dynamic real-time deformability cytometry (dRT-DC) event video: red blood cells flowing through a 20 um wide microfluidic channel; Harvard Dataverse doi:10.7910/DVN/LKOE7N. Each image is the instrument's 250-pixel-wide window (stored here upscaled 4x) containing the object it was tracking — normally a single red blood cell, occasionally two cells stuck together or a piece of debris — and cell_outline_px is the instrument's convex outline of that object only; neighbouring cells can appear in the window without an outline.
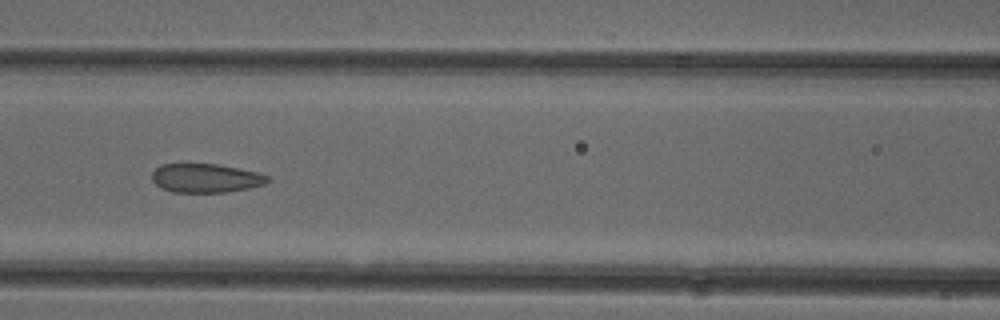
{"species": "common noctule bat (a hibernating species)", "species_latin": "Nyctalus noctula", "temperature_condition": "cold", "stored_images_in_passage": 41, "camera_frame_rate_fps": 3000, "um_per_image_px": 0.085, "animal": {"sex": "female"}, "frame": {"image": 1, "passage_image": 12, "time_ms": 3.667, "image_size_px": [1000, 320], "cell_outline_px": [[272, 180], [264, 184], [248, 188], [224, 192], [172, 192], [160, 188], [152, 180], [152, 172], [160, 164], [220, 164], [256, 172], [268, 176]], "centroid_in_image_um": [17.47, 15.14], "position_along_channel_um": 149.1, "area_um2": 19.48}}
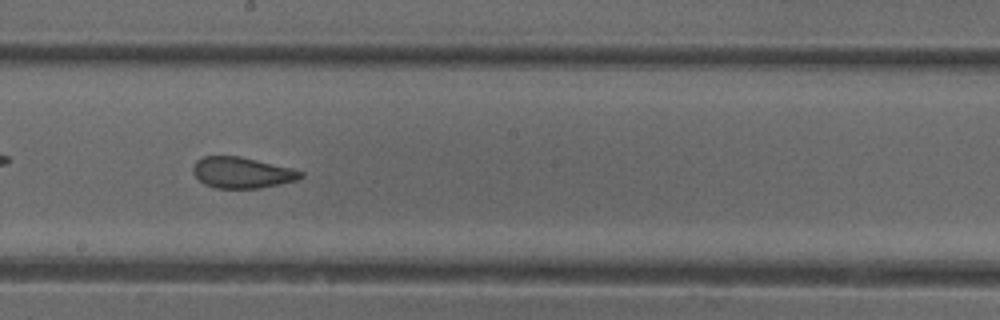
{"frame": {"image": 2, "passage_image": 18, "time_ms": 5.667, "image_size_px": [1000, 320], "cell_outline_px": [[304, 176], [296, 180], [280, 184], [260, 188], [216, 188], [204, 184], [192, 172], [192, 168], [196, 160], [204, 156], [240, 156], [292, 168], [304, 172]], "centroid_in_image_um": [20.57, 14.67], "position_along_channel_um": 227.6, "area_um2": 19.48}}
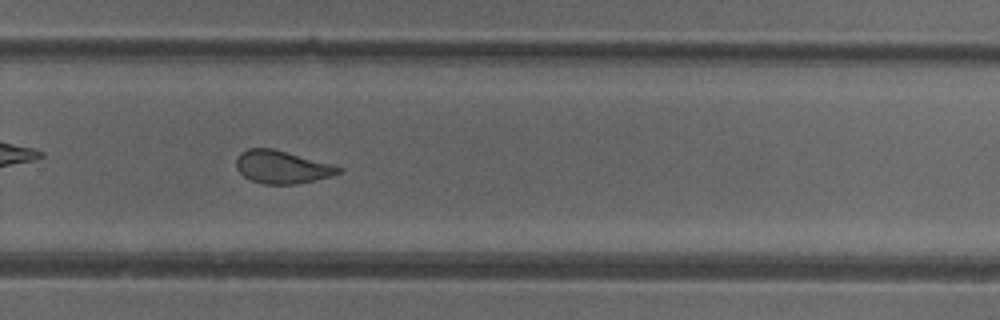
{"frame": {"image": 3, "passage_image": 24, "time_ms": 7.667, "image_size_px": [1000, 320], "cell_outline_px": [[344, 168], [340, 172], [328, 176], [296, 184], [264, 184], [252, 180], [244, 176], [236, 168], [236, 156], [240, 152], [248, 148], [272, 148], [332, 164]], "centroid_in_image_um": [23.92, 14.18], "position_along_channel_um": 305.9, "area_um2": 19.36}}